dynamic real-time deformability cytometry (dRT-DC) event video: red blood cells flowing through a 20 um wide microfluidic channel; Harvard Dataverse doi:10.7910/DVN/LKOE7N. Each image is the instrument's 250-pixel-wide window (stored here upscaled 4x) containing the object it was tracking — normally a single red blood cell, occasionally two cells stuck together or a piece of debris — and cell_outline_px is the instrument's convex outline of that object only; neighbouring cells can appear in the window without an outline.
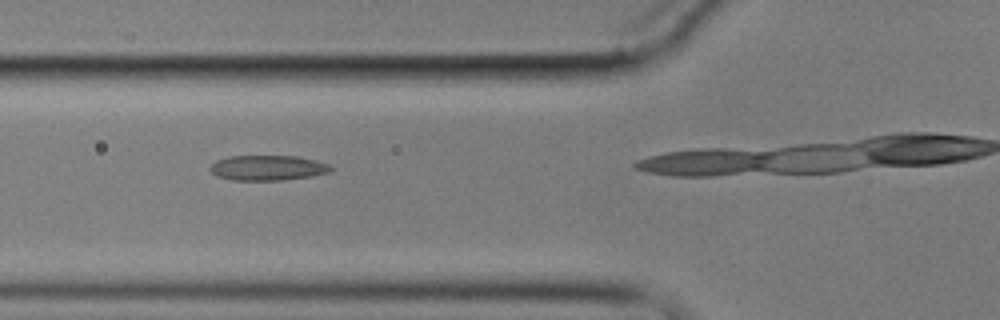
{"species": "common noctule bat (a hibernating species)", "species_latin": "Nyctalus noctula", "temperature_condition": "cold", "stored_images_in_passage": 4, "camera_frame_rate_fps": 3000, "um_per_image_px": 0.085, "animal": {"sex": "male", "body_mass_g": 17.9}, "frame": {"image": 1, "passage_image": 3, "time_ms": 2.333, "image_size_px": [1000, 320], "cell_outline_px": [[332, 172], [312, 176], [280, 180], [232, 180], [216, 176], [208, 168], [216, 160], [228, 156], [296, 156], [316, 160], [328, 164], [332, 168]], "centroid_in_image_um": [22.75, 14.26], "position_along_channel_um": 103.1, "area_um2": 17.74}}